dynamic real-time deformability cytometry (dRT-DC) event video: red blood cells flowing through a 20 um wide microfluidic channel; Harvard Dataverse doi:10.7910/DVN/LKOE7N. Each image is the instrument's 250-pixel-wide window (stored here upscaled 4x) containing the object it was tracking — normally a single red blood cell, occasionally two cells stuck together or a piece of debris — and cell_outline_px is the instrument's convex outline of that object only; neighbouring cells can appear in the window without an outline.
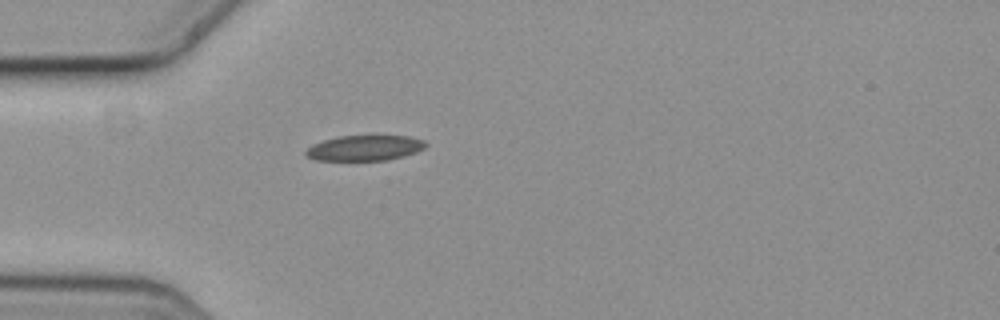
{"species": "common noctule bat (a hibernating species)", "species_latin": "Nyctalus noctula", "temperature_condition": "cold", "stored_images_in_passage": 4, "camera_frame_rate_fps": 3000, "um_per_image_px": 0.085, "animal": {"sex": "female", "body_mass_g": 19.3, "forearm_length_mm": 54.1}, "frame": {"image": 1, "passage_image": 4, "time_ms": 1.0, "image_size_px": [1000, 320], "cell_outline_px": [[428, 144], [424, 148], [416, 152], [404, 156], [388, 160], [316, 160], [304, 156], [304, 152], [312, 144], [324, 140], [340, 136], [376, 132], [412, 136], [424, 140]], "centroid_in_image_um": [31.06, 12.52], "position_along_channel_um": 53.9, "area_um2": 18.84}}